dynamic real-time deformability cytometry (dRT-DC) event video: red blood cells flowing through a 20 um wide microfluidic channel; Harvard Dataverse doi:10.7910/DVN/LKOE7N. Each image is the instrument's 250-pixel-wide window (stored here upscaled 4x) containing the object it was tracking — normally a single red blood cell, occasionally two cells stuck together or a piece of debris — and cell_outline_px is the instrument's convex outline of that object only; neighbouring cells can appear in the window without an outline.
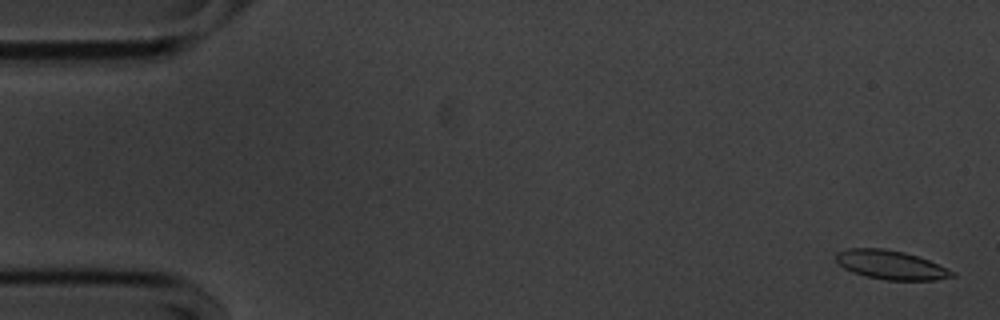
{"species": "common noctule bat (a hibernating species)", "species_latin": "Nyctalus noctula", "temperature_condition": "cold", "stored_images_in_passage": 56, "camera_frame_rate_fps": 3000, "um_per_image_px": 0.085, "animal": {"sex": "male", "body_mass_g": 20.1, "forearm_length_mm": 53.5}, "frame": {"image": 1, "passage_image": 2, "time_ms": 0.333, "image_size_px": [1000, 320], "cell_outline_px": [[956, 276], [936, 280], [884, 280], [864, 276], [852, 272], [844, 268], [836, 260], [836, 252], [848, 248], [884, 248], [904, 252], [928, 260], [948, 268], [956, 272]], "centroid_in_image_um": [75.73, 22.52], "position_along_channel_um": 9.3, "area_um2": 19.71}}
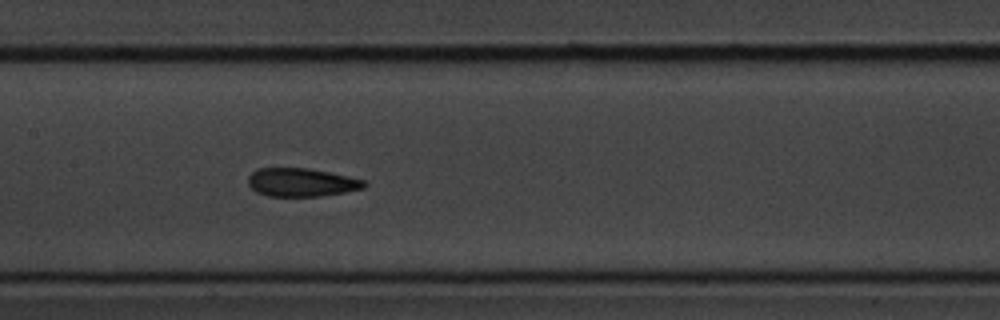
{"frame": {"image": 2, "passage_image": 27, "time_ms": 8.667, "image_size_px": [1000, 320], "cell_outline_px": [[368, 184], [364, 188], [344, 192], [320, 196], [268, 196], [256, 192], [248, 184], [248, 176], [256, 168], [308, 168], [348, 176], [364, 180]], "centroid_in_image_um": [25.6, 15.5], "position_along_channel_um": 181.8, "area_um2": 19.19}}
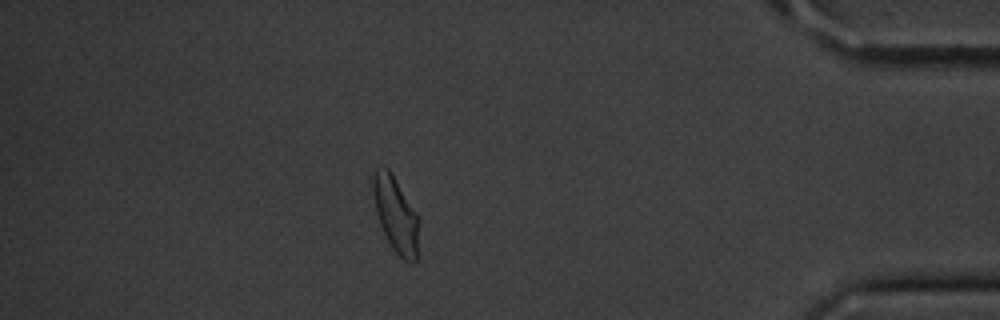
{"frame": {"image": 3, "passage_image": 49, "time_ms": 16.0, "image_size_px": [1000, 320], "cell_outline_px": [[420, 220], [416, 260], [404, 260], [392, 248], [380, 224], [376, 212], [372, 192], [372, 176], [376, 168], [388, 168], [416, 212]], "centroid_in_image_um": [33.63, 18.22], "position_along_channel_um": 401.6, "area_um2": 19.88}, "authors_computed_cell_mechanics": {"area_um2": 19.9121, "velocity_mm_per_s": 3.5785, "shape_relaxation_time_tau1_ms": 3.6349, "shape_relaxation_time_tau2_ms": 1.3637, "deformation_change_tau1": 0.1194, "deformation_change_tau2": 0.0683}}